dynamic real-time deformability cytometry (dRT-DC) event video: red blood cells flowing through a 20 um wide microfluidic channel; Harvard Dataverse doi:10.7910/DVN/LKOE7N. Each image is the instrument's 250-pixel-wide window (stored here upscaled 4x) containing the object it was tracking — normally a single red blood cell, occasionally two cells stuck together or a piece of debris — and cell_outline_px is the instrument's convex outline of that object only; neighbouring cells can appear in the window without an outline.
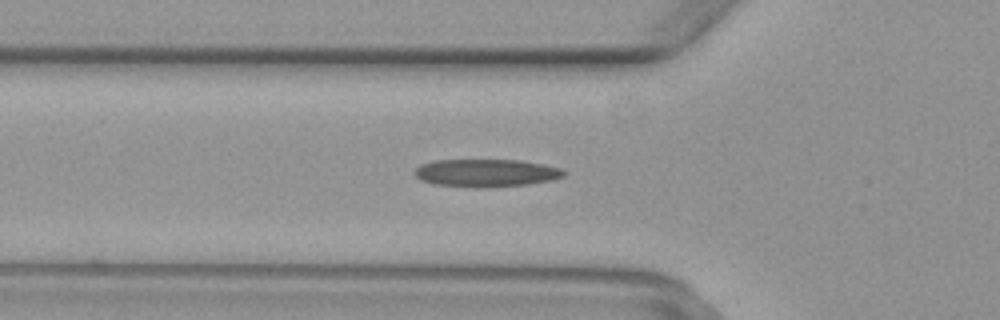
{"species": "common noctule bat (a hibernating species)", "species_latin": "Nyctalus noctula", "temperature_condition": "warm", "stored_images_in_passage": 33, "camera_frame_rate_fps": 3000, "um_per_image_px": 0.085, "animal": {"sex": "female", "body_mass_g": 29.2, "forearm_length_mm": 56.3}, "frame": {"image": 1, "passage_image": 4, "time_ms": 1.0, "image_size_px": [1000, 320], "cell_outline_px": [[568, 172], [564, 176], [552, 180], [528, 184], [476, 188], [432, 184], [420, 180], [416, 176], [416, 168], [420, 164], [436, 160], [520, 160], [560, 168]], "centroid_in_image_um": [41.31, 14.7], "position_along_channel_um": 84.5, "area_um2": 24.1}}
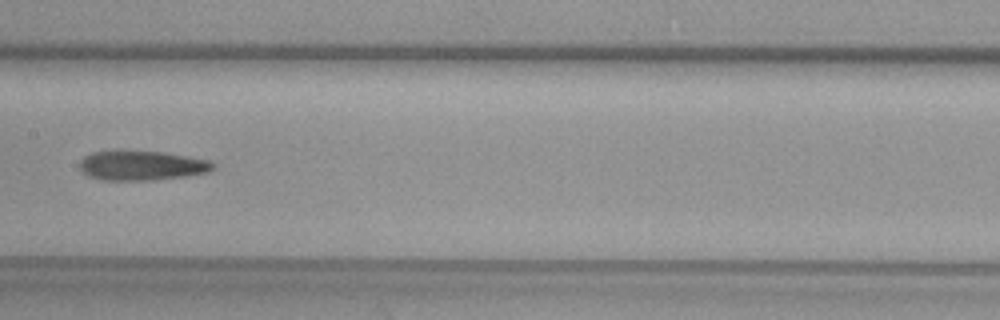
{"frame": {"image": 2, "passage_image": 12, "time_ms": 3.667, "image_size_px": [1000, 320], "cell_outline_px": [[216, 168], [208, 172], [184, 176], [152, 180], [100, 180], [88, 176], [80, 172], [80, 160], [84, 156], [92, 152], [116, 148], [160, 152], [208, 160], [216, 164]], "centroid_in_image_um": [11.96, 14.04], "position_along_channel_um": 195.4, "area_um2": 23.64}}
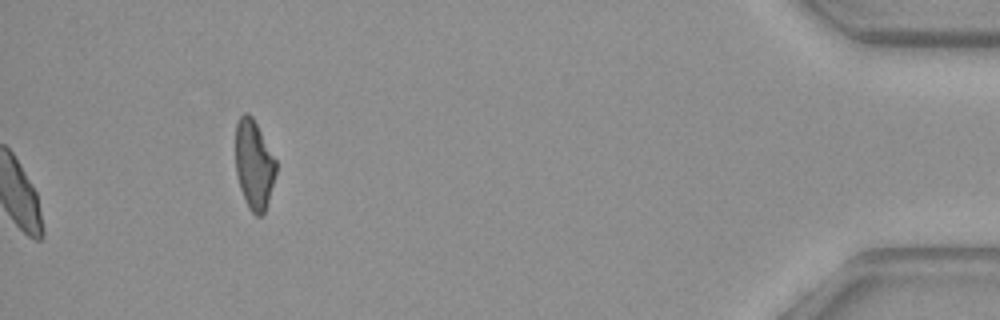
{"frame": {"image": 3, "passage_image": 33, "time_ms": 10.667, "image_size_px": [1000, 320], "cell_outline_px": [[276, 176], [264, 212], [260, 216], [256, 216], [248, 208], [240, 188], [236, 172], [236, 124], [240, 116], [244, 112], [248, 112], [252, 116], [276, 160]], "centroid_in_image_um": [21.59, 13.99], "position_along_channel_um": 413.6, "area_um2": 20.92}}